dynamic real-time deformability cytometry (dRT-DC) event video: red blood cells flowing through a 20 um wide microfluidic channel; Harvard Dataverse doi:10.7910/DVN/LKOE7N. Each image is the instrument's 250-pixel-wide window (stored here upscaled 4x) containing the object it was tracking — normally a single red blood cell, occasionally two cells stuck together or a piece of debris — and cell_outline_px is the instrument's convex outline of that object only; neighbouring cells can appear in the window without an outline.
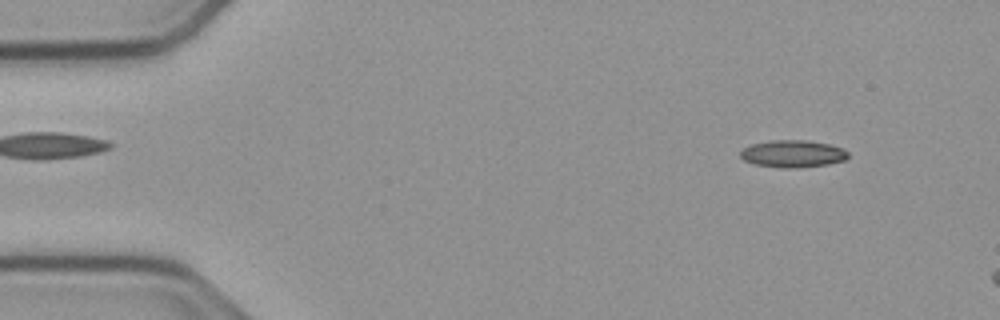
{"species": "common noctule bat (a hibernating species)", "species_latin": "Nyctalus noctula", "temperature_condition": "cold", "stored_images_in_passage": 11, "camera_frame_rate_fps": 3000, "um_per_image_px": 0.085, "animal": {"sex": "male", "body_mass_g": 23.1, "forearm_length_mm": 52.7}, "frame": {"image": 1, "passage_image": 1, "time_ms": 0.0, "image_size_px": [1000, 320], "cell_outline_px": [[848, 156], [844, 160], [828, 164], [792, 168], [784, 168], [756, 164], [744, 160], [740, 156], [740, 152], [744, 148], [752, 144], [768, 140], [808, 140], [828, 144], [840, 148], [848, 152]], "centroid_in_image_um": [67.37, 13.06], "position_along_channel_um": 17.6, "area_um2": 16.88}}